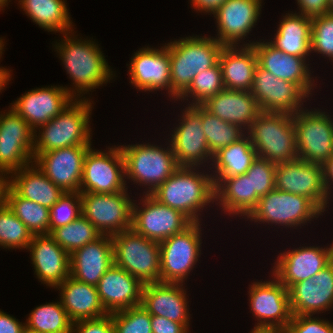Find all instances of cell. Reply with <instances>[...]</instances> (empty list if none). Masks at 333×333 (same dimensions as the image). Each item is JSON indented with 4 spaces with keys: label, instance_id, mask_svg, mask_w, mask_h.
<instances>
[{
    "label": "cell",
    "instance_id": "obj_54",
    "mask_svg": "<svg viewBox=\"0 0 333 333\" xmlns=\"http://www.w3.org/2000/svg\"><path fill=\"white\" fill-rule=\"evenodd\" d=\"M323 184L326 195L330 200V193L333 184V155L322 164Z\"/></svg>",
    "mask_w": 333,
    "mask_h": 333
},
{
    "label": "cell",
    "instance_id": "obj_8",
    "mask_svg": "<svg viewBox=\"0 0 333 333\" xmlns=\"http://www.w3.org/2000/svg\"><path fill=\"white\" fill-rule=\"evenodd\" d=\"M323 212L307 197L273 189L259 198L256 207L245 219L288 228L307 225ZM296 227V228H295Z\"/></svg>",
    "mask_w": 333,
    "mask_h": 333
},
{
    "label": "cell",
    "instance_id": "obj_9",
    "mask_svg": "<svg viewBox=\"0 0 333 333\" xmlns=\"http://www.w3.org/2000/svg\"><path fill=\"white\" fill-rule=\"evenodd\" d=\"M200 225L193 222L183 232L159 242L160 282L183 284L188 278L201 255Z\"/></svg>",
    "mask_w": 333,
    "mask_h": 333
},
{
    "label": "cell",
    "instance_id": "obj_29",
    "mask_svg": "<svg viewBox=\"0 0 333 333\" xmlns=\"http://www.w3.org/2000/svg\"><path fill=\"white\" fill-rule=\"evenodd\" d=\"M112 265L114 257L110 235H101L70 254V276L94 286Z\"/></svg>",
    "mask_w": 333,
    "mask_h": 333
},
{
    "label": "cell",
    "instance_id": "obj_25",
    "mask_svg": "<svg viewBox=\"0 0 333 333\" xmlns=\"http://www.w3.org/2000/svg\"><path fill=\"white\" fill-rule=\"evenodd\" d=\"M293 315H313L333 308V260L312 278L293 284L289 289Z\"/></svg>",
    "mask_w": 333,
    "mask_h": 333
},
{
    "label": "cell",
    "instance_id": "obj_16",
    "mask_svg": "<svg viewBox=\"0 0 333 333\" xmlns=\"http://www.w3.org/2000/svg\"><path fill=\"white\" fill-rule=\"evenodd\" d=\"M170 134V145L179 166L200 167L205 162L212 165L211 154L201 123V105L188 106ZM211 159V160H210Z\"/></svg>",
    "mask_w": 333,
    "mask_h": 333
},
{
    "label": "cell",
    "instance_id": "obj_61",
    "mask_svg": "<svg viewBox=\"0 0 333 333\" xmlns=\"http://www.w3.org/2000/svg\"><path fill=\"white\" fill-rule=\"evenodd\" d=\"M25 333H44V332H39V331H25Z\"/></svg>",
    "mask_w": 333,
    "mask_h": 333
},
{
    "label": "cell",
    "instance_id": "obj_14",
    "mask_svg": "<svg viewBox=\"0 0 333 333\" xmlns=\"http://www.w3.org/2000/svg\"><path fill=\"white\" fill-rule=\"evenodd\" d=\"M192 223L182 212L160 203L151 194H143L140 203L132 205L131 228L150 240L161 242Z\"/></svg>",
    "mask_w": 333,
    "mask_h": 333
},
{
    "label": "cell",
    "instance_id": "obj_10",
    "mask_svg": "<svg viewBox=\"0 0 333 333\" xmlns=\"http://www.w3.org/2000/svg\"><path fill=\"white\" fill-rule=\"evenodd\" d=\"M272 277L249 285V307L258 320L252 330L284 332L292 319L288 289Z\"/></svg>",
    "mask_w": 333,
    "mask_h": 333
},
{
    "label": "cell",
    "instance_id": "obj_3",
    "mask_svg": "<svg viewBox=\"0 0 333 333\" xmlns=\"http://www.w3.org/2000/svg\"><path fill=\"white\" fill-rule=\"evenodd\" d=\"M223 45L213 37L189 36L166 44L170 57L171 98L178 99L200 72L215 66Z\"/></svg>",
    "mask_w": 333,
    "mask_h": 333
},
{
    "label": "cell",
    "instance_id": "obj_35",
    "mask_svg": "<svg viewBox=\"0 0 333 333\" xmlns=\"http://www.w3.org/2000/svg\"><path fill=\"white\" fill-rule=\"evenodd\" d=\"M269 43L289 55L307 58L311 53V18L286 13Z\"/></svg>",
    "mask_w": 333,
    "mask_h": 333
},
{
    "label": "cell",
    "instance_id": "obj_53",
    "mask_svg": "<svg viewBox=\"0 0 333 333\" xmlns=\"http://www.w3.org/2000/svg\"><path fill=\"white\" fill-rule=\"evenodd\" d=\"M227 0H190L193 9L197 12L211 15L220 5Z\"/></svg>",
    "mask_w": 333,
    "mask_h": 333
},
{
    "label": "cell",
    "instance_id": "obj_34",
    "mask_svg": "<svg viewBox=\"0 0 333 333\" xmlns=\"http://www.w3.org/2000/svg\"><path fill=\"white\" fill-rule=\"evenodd\" d=\"M215 184V201L229 216L247 217L256 207L259 196L252 194L251 179L246 174L225 179H213Z\"/></svg>",
    "mask_w": 333,
    "mask_h": 333
},
{
    "label": "cell",
    "instance_id": "obj_27",
    "mask_svg": "<svg viewBox=\"0 0 333 333\" xmlns=\"http://www.w3.org/2000/svg\"><path fill=\"white\" fill-rule=\"evenodd\" d=\"M27 250L42 284L56 288L70 276V255L50 234L34 235Z\"/></svg>",
    "mask_w": 333,
    "mask_h": 333
},
{
    "label": "cell",
    "instance_id": "obj_52",
    "mask_svg": "<svg viewBox=\"0 0 333 333\" xmlns=\"http://www.w3.org/2000/svg\"><path fill=\"white\" fill-rule=\"evenodd\" d=\"M25 323L0 309V333H25Z\"/></svg>",
    "mask_w": 333,
    "mask_h": 333
},
{
    "label": "cell",
    "instance_id": "obj_5",
    "mask_svg": "<svg viewBox=\"0 0 333 333\" xmlns=\"http://www.w3.org/2000/svg\"><path fill=\"white\" fill-rule=\"evenodd\" d=\"M257 157L280 164L298 158L296 132L290 114L261 112L246 131Z\"/></svg>",
    "mask_w": 333,
    "mask_h": 333
},
{
    "label": "cell",
    "instance_id": "obj_11",
    "mask_svg": "<svg viewBox=\"0 0 333 333\" xmlns=\"http://www.w3.org/2000/svg\"><path fill=\"white\" fill-rule=\"evenodd\" d=\"M320 110L303 109L292 115L298 158L316 164L333 155V120Z\"/></svg>",
    "mask_w": 333,
    "mask_h": 333
},
{
    "label": "cell",
    "instance_id": "obj_1",
    "mask_svg": "<svg viewBox=\"0 0 333 333\" xmlns=\"http://www.w3.org/2000/svg\"><path fill=\"white\" fill-rule=\"evenodd\" d=\"M74 34L72 31L63 33V39L55 43L54 49L75 86L68 87L66 90L75 99H81L87 92L110 82L115 73L108 66L96 42L88 38L87 40L77 39V35Z\"/></svg>",
    "mask_w": 333,
    "mask_h": 333
},
{
    "label": "cell",
    "instance_id": "obj_56",
    "mask_svg": "<svg viewBox=\"0 0 333 333\" xmlns=\"http://www.w3.org/2000/svg\"><path fill=\"white\" fill-rule=\"evenodd\" d=\"M3 53L0 54V59ZM12 70H8L7 68L0 67V93L1 90L5 89L4 87L8 84L10 79L12 78V74L10 73Z\"/></svg>",
    "mask_w": 333,
    "mask_h": 333
},
{
    "label": "cell",
    "instance_id": "obj_40",
    "mask_svg": "<svg viewBox=\"0 0 333 333\" xmlns=\"http://www.w3.org/2000/svg\"><path fill=\"white\" fill-rule=\"evenodd\" d=\"M201 123L212 155L246 135V131L236 124L228 123L211 114L201 105Z\"/></svg>",
    "mask_w": 333,
    "mask_h": 333
},
{
    "label": "cell",
    "instance_id": "obj_13",
    "mask_svg": "<svg viewBox=\"0 0 333 333\" xmlns=\"http://www.w3.org/2000/svg\"><path fill=\"white\" fill-rule=\"evenodd\" d=\"M125 160L120 146L108 151H87L82 171L80 193H118L127 189Z\"/></svg>",
    "mask_w": 333,
    "mask_h": 333
},
{
    "label": "cell",
    "instance_id": "obj_12",
    "mask_svg": "<svg viewBox=\"0 0 333 333\" xmlns=\"http://www.w3.org/2000/svg\"><path fill=\"white\" fill-rule=\"evenodd\" d=\"M128 188L118 193H80L81 213L101 235H115L132 227L133 201Z\"/></svg>",
    "mask_w": 333,
    "mask_h": 333
},
{
    "label": "cell",
    "instance_id": "obj_41",
    "mask_svg": "<svg viewBox=\"0 0 333 333\" xmlns=\"http://www.w3.org/2000/svg\"><path fill=\"white\" fill-rule=\"evenodd\" d=\"M50 235L70 255L87 243L95 241L101 233L81 214L73 222L54 229Z\"/></svg>",
    "mask_w": 333,
    "mask_h": 333
},
{
    "label": "cell",
    "instance_id": "obj_48",
    "mask_svg": "<svg viewBox=\"0 0 333 333\" xmlns=\"http://www.w3.org/2000/svg\"><path fill=\"white\" fill-rule=\"evenodd\" d=\"M284 333H333V322L313 315H293Z\"/></svg>",
    "mask_w": 333,
    "mask_h": 333
},
{
    "label": "cell",
    "instance_id": "obj_33",
    "mask_svg": "<svg viewBox=\"0 0 333 333\" xmlns=\"http://www.w3.org/2000/svg\"><path fill=\"white\" fill-rule=\"evenodd\" d=\"M9 176V186L20 196L50 209L65 193L33 162Z\"/></svg>",
    "mask_w": 333,
    "mask_h": 333
},
{
    "label": "cell",
    "instance_id": "obj_15",
    "mask_svg": "<svg viewBox=\"0 0 333 333\" xmlns=\"http://www.w3.org/2000/svg\"><path fill=\"white\" fill-rule=\"evenodd\" d=\"M0 112V171L7 173L33 163L34 130L13 108Z\"/></svg>",
    "mask_w": 333,
    "mask_h": 333
},
{
    "label": "cell",
    "instance_id": "obj_60",
    "mask_svg": "<svg viewBox=\"0 0 333 333\" xmlns=\"http://www.w3.org/2000/svg\"><path fill=\"white\" fill-rule=\"evenodd\" d=\"M328 5H329V11L333 13V0H327Z\"/></svg>",
    "mask_w": 333,
    "mask_h": 333
},
{
    "label": "cell",
    "instance_id": "obj_55",
    "mask_svg": "<svg viewBox=\"0 0 333 333\" xmlns=\"http://www.w3.org/2000/svg\"><path fill=\"white\" fill-rule=\"evenodd\" d=\"M9 175L0 171V208L6 203V193L9 187Z\"/></svg>",
    "mask_w": 333,
    "mask_h": 333
},
{
    "label": "cell",
    "instance_id": "obj_6",
    "mask_svg": "<svg viewBox=\"0 0 333 333\" xmlns=\"http://www.w3.org/2000/svg\"><path fill=\"white\" fill-rule=\"evenodd\" d=\"M168 145L167 148L149 143L120 146L125 160V179L138 186H148L144 195L153 193L180 167Z\"/></svg>",
    "mask_w": 333,
    "mask_h": 333
},
{
    "label": "cell",
    "instance_id": "obj_43",
    "mask_svg": "<svg viewBox=\"0 0 333 333\" xmlns=\"http://www.w3.org/2000/svg\"><path fill=\"white\" fill-rule=\"evenodd\" d=\"M33 236L6 204L0 208V248L27 250Z\"/></svg>",
    "mask_w": 333,
    "mask_h": 333
},
{
    "label": "cell",
    "instance_id": "obj_4",
    "mask_svg": "<svg viewBox=\"0 0 333 333\" xmlns=\"http://www.w3.org/2000/svg\"><path fill=\"white\" fill-rule=\"evenodd\" d=\"M89 99L85 96L74 99L58 116L34 131V158L40 153L51 150L92 145L89 119L93 106Z\"/></svg>",
    "mask_w": 333,
    "mask_h": 333
},
{
    "label": "cell",
    "instance_id": "obj_44",
    "mask_svg": "<svg viewBox=\"0 0 333 333\" xmlns=\"http://www.w3.org/2000/svg\"><path fill=\"white\" fill-rule=\"evenodd\" d=\"M151 319L141 304L112 313L114 333H152Z\"/></svg>",
    "mask_w": 333,
    "mask_h": 333
},
{
    "label": "cell",
    "instance_id": "obj_20",
    "mask_svg": "<svg viewBox=\"0 0 333 333\" xmlns=\"http://www.w3.org/2000/svg\"><path fill=\"white\" fill-rule=\"evenodd\" d=\"M92 145L71 146L38 154L33 162L64 192H80L84 159Z\"/></svg>",
    "mask_w": 333,
    "mask_h": 333
},
{
    "label": "cell",
    "instance_id": "obj_32",
    "mask_svg": "<svg viewBox=\"0 0 333 333\" xmlns=\"http://www.w3.org/2000/svg\"><path fill=\"white\" fill-rule=\"evenodd\" d=\"M219 64L222 70L225 89L250 91L253 85L254 71L258 65L257 54L253 46H224Z\"/></svg>",
    "mask_w": 333,
    "mask_h": 333
},
{
    "label": "cell",
    "instance_id": "obj_47",
    "mask_svg": "<svg viewBox=\"0 0 333 333\" xmlns=\"http://www.w3.org/2000/svg\"><path fill=\"white\" fill-rule=\"evenodd\" d=\"M275 168L276 164L260 157L252 162L245 173L251 179L252 194H257L261 198L275 189Z\"/></svg>",
    "mask_w": 333,
    "mask_h": 333
},
{
    "label": "cell",
    "instance_id": "obj_19",
    "mask_svg": "<svg viewBox=\"0 0 333 333\" xmlns=\"http://www.w3.org/2000/svg\"><path fill=\"white\" fill-rule=\"evenodd\" d=\"M333 260L332 246H302L283 251L274 263L272 274L289 289L293 284L312 278Z\"/></svg>",
    "mask_w": 333,
    "mask_h": 333
},
{
    "label": "cell",
    "instance_id": "obj_42",
    "mask_svg": "<svg viewBox=\"0 0 333 333\" xmlns=\"http://www.w3.org/2000/svg\"><path fill=\"white\" fill-rule=\"evenodd\" d=\"M224 89L222 70L218 62L215 66L198 73L188 89L178 99L182 102L191 97L192 102H189L188 106L201 105L209 97L215 96Z\"/></svg>",
    "mask_w": 333,
    "mask_h": 333
},
{
    "label": "cell",
    "instance_id": "obj_28",
    "mask_svg": "<svg viewBox=\"0 0 333 333\" xmlns=\"http://www.w3.org/2000/svg\"><path fill=\"white\" fill-rule=\"evenodd\" d=\"M144 284L126 270L112 265L96 285L100 301L108 314L142 303Z\"/></svg>",
    "mask_w": 333,
    "mask_h": 333
},
{
    "label": "cell",
    "instance_id": "obj_24",
    "mask_svg": "<svg viewBox=\"0 0 333 333\" xmlns=\"http://www.w3.org/2000/svg\"><path fill=\"white\" fill-rule=\"evenodd\" d=\"M245 43L240 46L254 47L261 68L279 79L297 84L308 96L313 94L315 77H312L306 58L286 54L265 41Z\"/></svg>",
    "mask_w": 333,
    "mask_h": 333
},
{
    "label": "cell",
    "instance_id": "obj_57",
    "mask_svg": "<svg viewBox=\"0 0 333 333\" xmlns=\"http://www.w3.org/2000/svg\"><path fill=\"white\" fill-rule=\"evenodd\" d=\"M250 333H284V332H280V331L251 330Z\"/></svg>",
    "mask_w": 333,
    "mask_h": 333
},
{
    "label": "cell",
    "instance_id": "obj_2",
    "mask_svg": "<svg viewBox=\"0 0 333 333\" xmlns=\"http://www.w3.org/2000/svg\"><path fill=\"white\" fill-rule=\"evenodd\" d=\"M199 169L201 167L180 166L151 195L160 203L182 212L192 222H201L200 212L216 201L212 175L199 172Z\"/></svg>",
    "mask_w": 333,
    "mask_h": 333
},
{
    "label": "cell",
    "instance_id": "obj_45",
    "mask_svg": "<svg viewBox=\"0 0 333 333\" xmlns=\"http://www.w3.org/2000/svg\"><path fill=\"white\" fill-rule=\"evenodd\" d=\"M333 62V13L311 18V53Z\"/></svg>",
    "mask_w": 333,
    "mask_h": 333
},
{
    "label": "cell",
    "instance_id": "obj_26",
    "mask_svg": "<svg viewBox=\"0 0 333 333\" xmlns=\"http://www.w3.org/2000/svg\"><path fill=\"white\" fill-rule=\"evenodd\" d=\"M183 284L154 282L142 289L141 305L151 316H161L183 324L189 330V306Z\"/></svg>",
    "mask_w": 333,
    "mask_h": 333
},
{
    "label": "cell",
    "instance_id": "obj_21",
    "mask_svg": "<svg viewBox=\"0 0 333 333\" xmlns=\"http://www.w3.org/2000/svg\"><path fill=\"white\" fill-rule=\"evenodd\" d=\"M261 8L262 0H227L212 13L218 30V37L213 38L223 46L240 47L256 25Z\"/></svg>",
    "mask_w": 333,
    "mask_h": 333
},
{
    "label": "cell",
    "instance_id": "obj_17",
    "mask_svg": "<svg viewBox=\"0 0 333 333\" xmlns=\"http://www.w3.org/2000/svg\"><path fill=\"white\" fill-rule=\"evenodd\" d=\"M275 189L305 196L323 213L329 204L323 184L322 164L299 158L276 164Z\"/></svg>",
    "mask_w": 333,
    "mask_h": 333
},
{
    "label": "cell",
    "instance_id": "obj_46",
    "mask_svg": "<svg viewBox=\"0 0 333 333\" xmlns=\"http://www.w3.org/2000/svg\"><path fill=\"white\" fill-rule=\"evenodd\" d=\"M80 192H65L49 209L50 233L61 226H65L81 215Z\"/></svg>",
    "mask_w": 333,
    "mask_h": 333
},
{
    "label": "cell",
    "instance_id": "obj_30",
    "mask_svg": "<svg viewBox=\"0 0 333 333\" xmlns=\"http://www.w3.org/2000/svg\"><path fill=\"white\" fill-rule=\"evenodd\" d=\"M201 105L214 116L246 131L262 112L250 91L224 89Z\"/></svg>",
    "mask_w": 333,
    "mask_h": 333
},
{
    "label": "cell",
    "instance_id": "obj_36",
    "mask_svg": "<svg viewBox=\"0 0 333 333\" xmlns=\"http://www.w3.org/2000/svg\"><path fill=\"white\" fill-rule=\"evenodd\" d=\"M257 158L256 150L248 136L242 137L224 148H221L213 155L211 170L213 179H225L245 174L251 167L252 162ZM215 172V173H214Z\"/></svg>",
    "mask_w": 333,
    "mask_h": 333
},
{
    "label": "cell",
    "instance_id": "obj_38",
    "mask_svg": "<svg viewBox=\"0 0 333 333\" xmlns=\"http://www.w3.org/2000/svg\"><path fill=\"white\" fill-rule=\"evenodd\" d=\"M5 204L33 235L50 234L48 208L20 197L10 186L6 193Z\"/></svg>",
    "mask_w": 333,
    "mask_h": 333
},
{
    "label": "cell",
    "instance_id": "obj_23",
    "mask_svg": "<svg viewBox=\"0 0 333 333\" xmlns=\"http://www.w3.org/2000/svg\"><path fill=\"white\" fill-rule=\"evenodd\" d=\"M66 88L59 85L34 88L13 101L11 108L35 131L58 116L75 99Z\"/></svg>",
    "mask_w": 333,
    "mask_h": 333
},
{
    "label": "cell",
    "instance_id": "obj_7",
    "mask_svg": "<svg viewBox=\"0 0 333 333\" xmlns=\"http://www.w3.org/2000/svg\"><path fill=\"white\" fill-rule=\"evenodd\" d=\"M114 265L143 284L160 282V244L132 228L112 235Z\"/></svg>",
    "mask_w": 333,
    "mask_h": 333
},
{
    "label": "cell",
    "instance_id": "obj_22",
    "mask_svg": "<svg viewBox=\"0 0 333 333\" xmlns=\"http://www.w3.org/2000/svg\"><path fill=\"white\" fill-rule=\"evenodd\" d=\"M134 53L129 62V83L145 92L166 89L171 97L170 57L166 44L160 49L146 46Z\"/></svg>",
    "mask_w": 333,
    "mask_h": 333
},
{
    "label": "cell",
    "instance_id": "obj_39",
    "mask_svg": "<svg viewBox=\"0 0 333 333\" xmlns=\"http://www.w3.org/2000/svg\"><path fill=\"white\" fill-rule=\"evenodd\" d=\"M73 322L68 317L61 301L35 307L26 319L25 331L44 333H71Z\"/></svg>",
    "mask_w": 333,
    "mask_h": 333
},
{
    "label": "cell",
    "instance_id": "obj_58",
    "mask_svg": "<svg viewBox=\"0 0 333 333\" xmlns=\"http://www.w3.org/2000/svg\"><path fill=\"white\" fill-rule=\"evenodd\" d=\"M11 0H0V10H3L5 6L8 7V3L10 2Z\"/></svg>",
    "mask_w": 333,
    "mask_h": 333
},
{
    "label": "cell",
    "instance_id": "obj_37",
    "mask_svg": "<svg viewBox=\"0 0 333 333\" xmlns=\"http://www.w3.org/2000/svg\"><path fill=\"white\" fill-rule=\"evenodd\" d=\"M20 8L42 29L61 34L74 31L65 0H18Z\"/></svg>",
    "mask_w": 333,
    "mask_h": 333
},
{
    "label": "cell",
    "instance_id": "obj_59",
    "mask_svg": "<svg viewBox=\"0 0 333 333\" xmlns=\"http://www.w3.org/2000/svg\"><path fill=\"white\" fill-rule=\"evenodd\" d=\"M3 41L4 40L2 39V37H0V54L3 53L2 51H4L5 42H3Z\"/></svg>",
    "mask_w": 333,
    "mask_h": 333
},
{
    "label": "cell",
    "instance_id": "obj_51",
    "mask_svg": "<svg viewBox=\"0 0 333 333\" xmlns=\"http://www.w3.org/2000/svg\"><path fill=\"white\" fill-rule=\"evenodd\" d=\"M151 329L152 333H190L183 324L161 316H152Z\"/></svg>",
    "mask_w": 333,
    "mask_h": 333
},
{
    "label": "cell",
    "instance_id": "obj_50",
    "mask_svg": "<svg viewBox=\"0 0 333 333\" xmlns=\"http://www.w3.org/2000/svg\"><path fill=\"white\" fill-rule=\"evenodd\" d=\"M297 4V8L300 7L297 14L305 15L309 18L331 13L327 0H297Z\"/></svg>",
    "mask_w": 333,
    "mask_h": 333
},
{
    "label": "cell",
    "instance_id": "obj_18",
    "mask_svg": "<svg viewBox=\"0 0 333 333\" xmlns=\"http://www.w3.org/2000/svg\"><path fill=\"white\" fill-rule=\"evenodd\" d=\"M250 92L263 112L293 115L304 109L306 98L309 100L297 84L279 79L259 65L255 68Z\"/></svg>",
    "mask_w": 333,
    "mask_h": 333
},
{
    "label": "cell",
    "instance_id": "obj_49",
    "mask_svg": "<svg viewBox=\"0 0 333 333\" xmlns=\"http://www.w3.org/2000/svg\"><path fill=\"white\" fill-rule=\"evenodd\" d=\"M71 333H114L112 314L89 320H80L72 324Z\"/></svg>",
    "mask_w": 333,
    "mask_h": 333
},
{
    "label": "cell",
    "instance_id": "obj_31",
    "mask_svg": "<svg viewBox=\"0 0 333 333\" xmlns=\"http://www.w3.org/2000/svg\"><path fill=\"white\" fill-rule=\"evenodd\" d=\"M56 289L60 291L62 306L73 323L108 315L100 301L96 286L69 276Z\"/></svg>",
    "mask_w": 333,
    "mask_h": 333
}]
</instances>
